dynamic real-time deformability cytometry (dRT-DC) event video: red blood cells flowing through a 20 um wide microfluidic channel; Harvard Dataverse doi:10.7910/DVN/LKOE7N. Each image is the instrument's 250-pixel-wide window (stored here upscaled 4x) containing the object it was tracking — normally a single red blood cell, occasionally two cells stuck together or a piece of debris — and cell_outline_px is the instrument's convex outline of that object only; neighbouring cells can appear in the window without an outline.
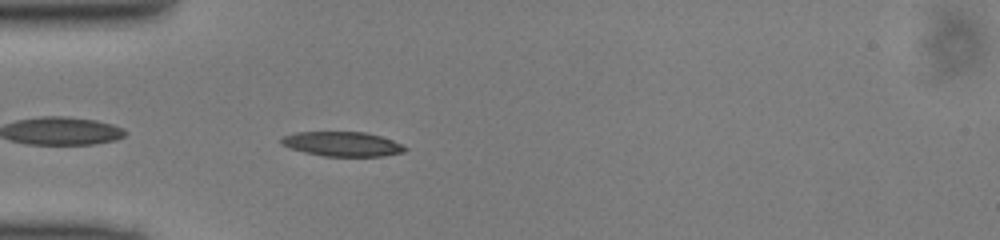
{"species": "common noctule bat (a hibernating species)", "species_latin": "Nyctalus noctula", "temperature_condition": "cold", "stored_images_in_passage": 37, "camera_frame_rate_fps": 3000, "um_per_image_px": 0.085, "animal": {"sex": "male", "body_mass_g": 13.0, "forearm_length_mm": 53.1}, "frame": {"image": 1, "passage_image": 2, "time_ms": 0.333, "image_size_px": [1000, 240], "cell_outline_px": [[408, 148], [404, 152], [380, 156], [324, 156], [304, 152], [280, 144], [280, 136], [296, 132], [364, 132], [380, 136], [392, 140]], "centroid_in_image_um": [29.05, 12.23], "position_along_channel_um": 55.9, "area_um2": 17.63}}
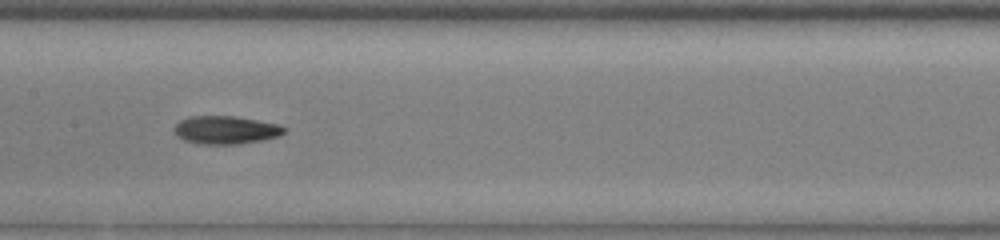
{"frame": {"image": 2, "passage_image": 12, "time_ms": 3.667, "image_size_px": [1000, 240], "cell_outline_px": [[288, 132], [280, 136], [260, 140], [236, 144], [200, 144], [184, 140], [176, 136], [172, 128], [180, 120], [188, 116], [236, 116], [276, 124], [288, 128]], "centroid_in_image_um": [19.17, 11.04], "position_along_channel_um": 188.2, "area_um2": 18.15}}
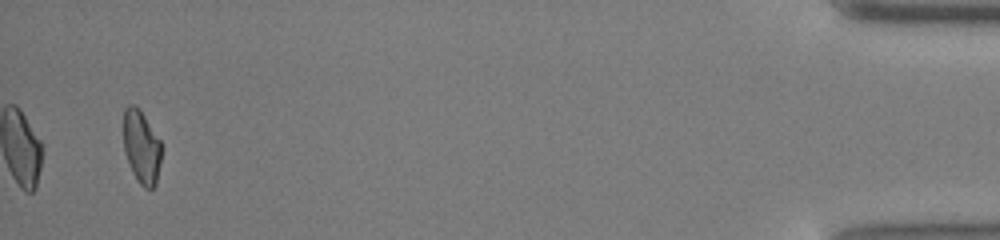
{"frame": {"image": 3, "passage_image": 35, "time_ms": 11.333, "image_size_px": [1000, 240], "cell_outline_px": [[160, 160], [156, 184], [152, 188], [144, 188], [140, 184], [132, 172], [124, 152], [124, 108], [128, 104], [132, 104], [140, 108], [160, 140]], "centroid_in_image_um": [12.01, 12.46], "position_along_channel_um": 423.2, "area_um2": 16.13}}